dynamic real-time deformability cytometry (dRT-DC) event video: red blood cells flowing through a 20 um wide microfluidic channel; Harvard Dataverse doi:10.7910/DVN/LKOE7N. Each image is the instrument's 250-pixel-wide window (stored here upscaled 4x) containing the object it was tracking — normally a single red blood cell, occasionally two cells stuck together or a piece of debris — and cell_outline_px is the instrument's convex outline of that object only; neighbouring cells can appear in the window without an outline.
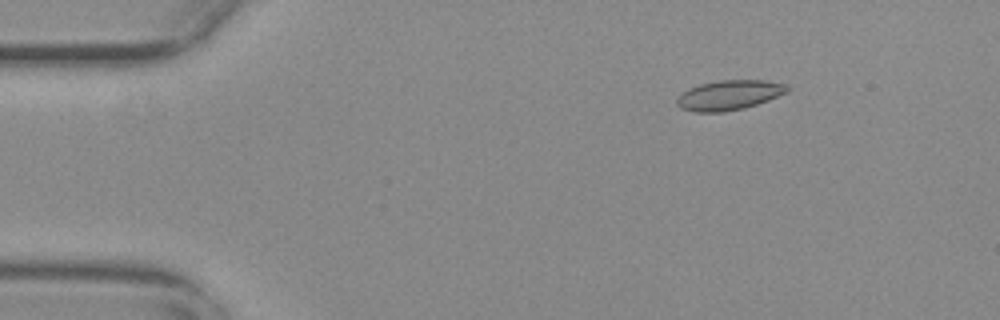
{"species": "common noctule bat (a hibernating species)", "species_latin": "Nyctalus noctula", "temperature_condition": "warm", "stored_images_in_passage": 55, "camera_frame_rate_fps": 3000, "um_per_image_px": 0.085, "animal": {"sex": "female", "body_mass_g": 29.2, "forearm_length_mm": 56.3}, "frame": {"image": 1, "passage_image": 8, "time_ms": 2.333, "image_size_px": [1000, 320], "cell_outline_px": [[792, 88], [788, 92], [768, 100], [744, 108], [724, 112], [696, 112], [680, 108], [676, 104], [676, 100], [688, 88], [700, 84], [720, 80], [764, 80], [788, 84]], "centroid_in_image_um": [62.01, 8.08], "position_along_channel_um": 23.0, "area_um2": 19.25}}
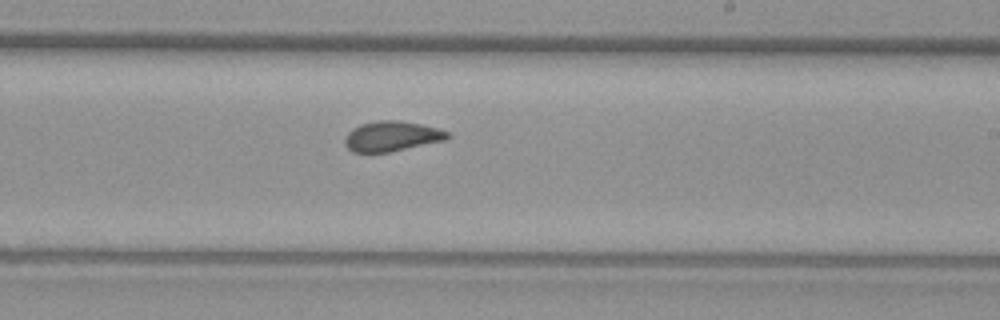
{"frame": {"image": 2, "passage_image": 33, "time_ms": 10.667, "image_size_px": [1000, 320], "cell_outline_px": [[452, 136], [448, 140], [388, 152], [352, 152], [344, 144], [344, 140], [348, 132], [352, 128], [360, 124], [376, 120], [396, 120], [420, 124], [440, 128], [448, 132]], "centroid_in_image_um": [33.32, 11.57], "position_along_channel_um": 255.7, "area_um2": 18.21}}
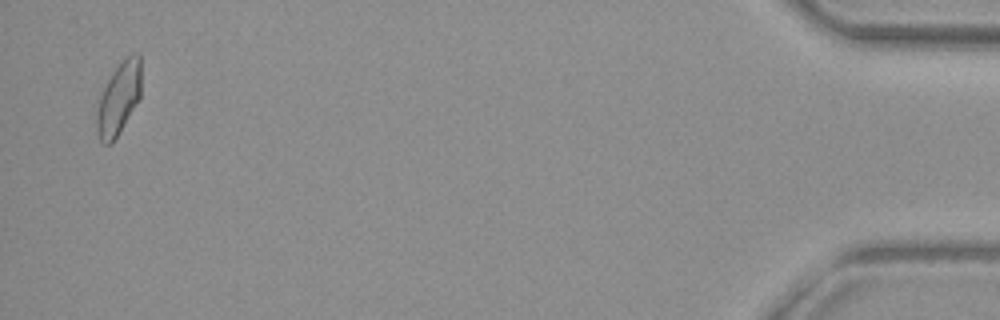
{"frame": {"image": 3, "passage_image": 54, "time_ms": 17.667, "image_size_px": [1000, 320], "cell_outline_px": [[140, 100], [112, 144], [104, 144], [100, 140], [96, 132], [96, 112], [100, 96], [108, 76], [132, 52], [136, 52], [140, 56]], "centroid_in_image_um": [10.08, 8.4], "position_along_channel_um": 425.1, "area_um2": 18.9}, "authors_computed_cell_mechanics": {"area_um2": 18.5538, "velocity_mm_per_s": 3.7378, "shape_relaxation_time_tau1_ms": null, "shape_relaxation_time_tau2_ms": 1.0572, "deformation_change_tau1": null, "deformation_change_tau2": 0.0486}}